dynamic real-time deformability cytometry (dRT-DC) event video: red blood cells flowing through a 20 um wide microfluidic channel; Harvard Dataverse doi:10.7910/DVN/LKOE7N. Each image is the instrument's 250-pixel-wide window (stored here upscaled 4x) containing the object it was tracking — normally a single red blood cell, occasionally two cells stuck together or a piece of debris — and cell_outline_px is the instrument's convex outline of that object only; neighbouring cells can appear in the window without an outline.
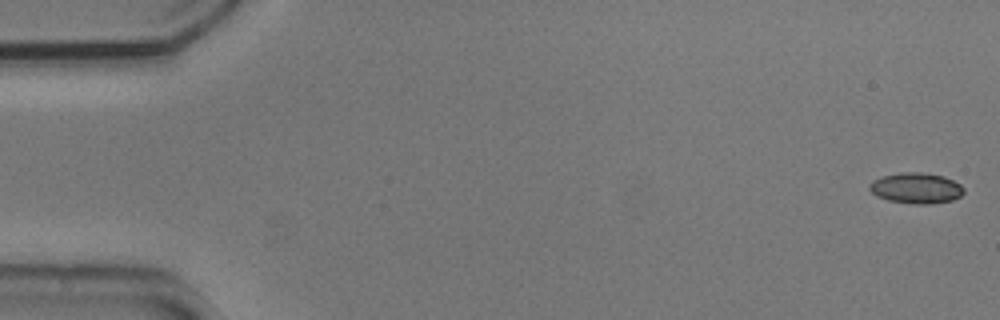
{"species": "common noctule bat (a hibernating species)", "species_latin": "Nyctalus noctula", "temperature_condition": "cold", "stored_images_in_passage": 54, "camera_frame_rate_fps": 3000, "um_per_image_px": 0.085, "animal": {"sex": "male", "body_mass_g": 20.5, "forearm_length_mm": 52.5}, "frame": {"image": 1, "passage_image": 1, "time_ms": 0.0, "image_size_px": [1000, 320], "cell_outline_px": [[964, 192], [960, 196], [952, 200], [932, 204], [912, 204], [888, 200], [876, 196], [868, 188], [868, 184], [872, 180], [880, 176], [900, 172], [924, 172], [944, 176], [960, 184], [964, 188]], "centroid_in_image_um": [77.84, 15.98], "position_along_channel_um": 7.2, "area_um2": 17.17}}
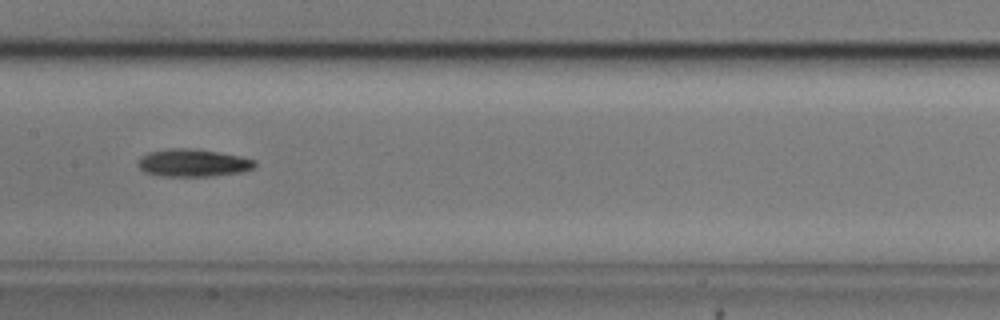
{"frame": {"image": 2, "passage_image": 27, "time_ms": 8.667, "image_size_px": [1000, 320], "cell_outline_px": [[256, 164], [252, 168], [244, 172], [212, 176], [160, 176], [144, 172], [136, 164], [140, 156], [148, 152], [168, 148], [196, 148], [220, 152], [240, 156], [256, 160]], "centroid_in_image_um": [16.39, 13.84], "position_along_channel_um": 191.0, "area_um2": 19.13}}
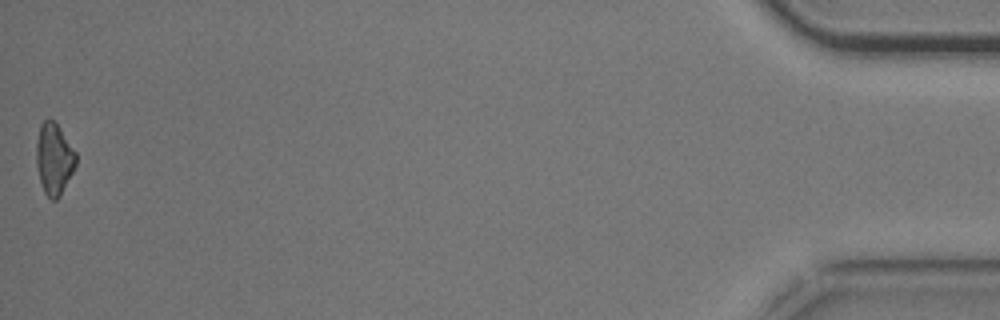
{"frame": {"image": 3, "passage_image": 54, "time_ms": 17.667, "image_size_px": [1000, 320], "cell_outline_px": [[76, 164], [60, 196], [56, 200], [52, 200], [44, 192], [40, 180], [36, 164], [36, 144], [40, 124], [48, 116], [60, 128], [76, 152]], "centroid_in_image_um": [4.58, 13.48], "position_along_channel_um": 430.6, "area_um2": 16.42}, "authors_computed_cell_mechanics": {"area_um2": 17.1666, "velocity_mm_per_s": 3.7534, "shape_relaxation_time_tau1_ms": 2.2777, "shape_relaxation_time_tau2_ms": null, "deformation_change_tau1": 0.1367, "deformation_change_tau2": null}}